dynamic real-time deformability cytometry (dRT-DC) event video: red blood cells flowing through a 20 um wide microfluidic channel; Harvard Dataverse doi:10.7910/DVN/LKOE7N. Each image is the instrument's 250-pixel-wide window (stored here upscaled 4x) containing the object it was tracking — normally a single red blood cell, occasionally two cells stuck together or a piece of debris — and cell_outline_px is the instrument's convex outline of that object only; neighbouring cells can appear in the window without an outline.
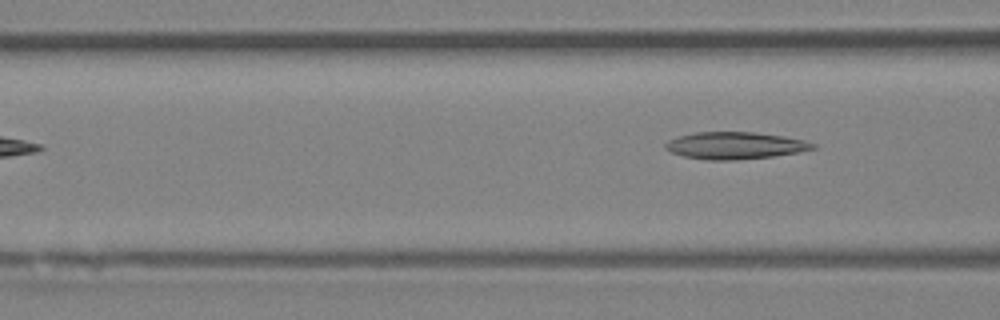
{"species": "Egyptian fruit bat (a non-hibernating species)", "species_latin": "Rousettus aegyptiacus", "temperature_condition": "room temperature", "stored_images_in_passage": 5, "segment_of_instrument_passage": [2, 2], "camera_frame_rate_fps": 3000, "um_per_image_px": 0.085, "animal": {"sex": "female"}, "frame": {"image": 1, "passage_image": 5, "time_ms": 4.667, "image_size_px": [1000, 320], "cell_outline_px": [[816, 148], [796, 152], [772, 156], [732, 160], [708, 160], [684, 156], [672, 152], [664, 148], [664, 144], [668, 140], [680, 136], [696, 132], [752, 132], [784, 136], [804, 140], [816, 144]], "centroid_in_image_um": [62.46, 12.36], "position_along_channel_um": 104.1, "area_um2": 23.0}}